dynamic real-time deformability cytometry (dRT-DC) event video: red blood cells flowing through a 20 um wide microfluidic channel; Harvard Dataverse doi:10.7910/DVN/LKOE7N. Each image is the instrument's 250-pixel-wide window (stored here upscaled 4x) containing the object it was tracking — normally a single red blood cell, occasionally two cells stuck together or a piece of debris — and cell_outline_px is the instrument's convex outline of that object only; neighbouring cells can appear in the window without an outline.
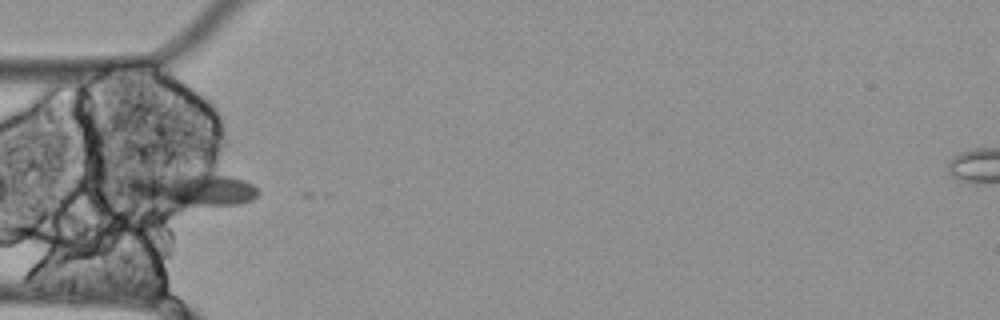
{"species": "Egyptian fruit bat (a non-hibernating species)", "species_latin": "Rousettus aegyptiacus", "temperature_condition": "cold", "stored_images_in_passage": 6, "camera_frame_rate_fps": 3000, "um_per_image_px": 0.085, "animal": {"sex": "female"}, "frame": {"image": 1, "passage_image": 4, "time_ms": 1.0, "image_size_px": [1000, 320], "cell_outline_px": [[260, 192], [252, 200], [240, 204], [176, 208], [124, 196], [116, 192], [120, 176], [180, 172], [204, 172], [228, 176], [244, 180], [252, 184]], "centroid_in_image_um": [15.91, 16.09], "position_along_channel_um": 69.1, "area_um2": 28.5}}
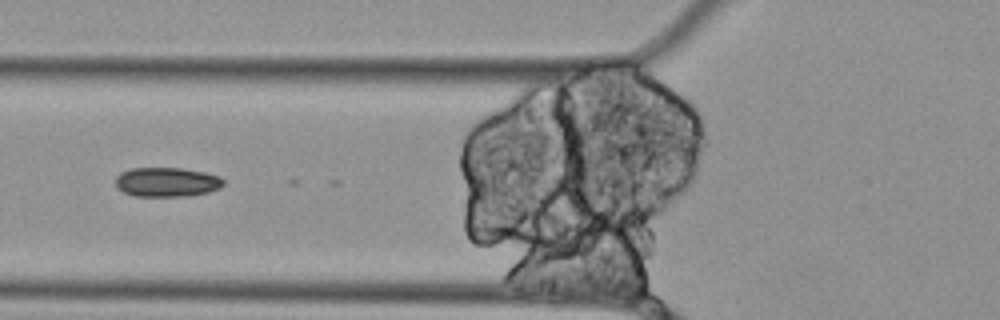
{"frame": {"image": 2, "passage_image": 5, "time_ms": 1.333, "image_size_px": [1000, 320], "cell_outline_px": [[224, 184], [220, 188], [208, 192], [188, 196], [136, 196], [124, 192], [116, 188], [116, 176], [120, 172], [132, 168], [180, 168], [204, 172], [220, 176], [224, 180]], "centroid_in_image_um": [14.18, 15.47], "position_along_channel_um": 111.6, "area_um2": 18.55}}